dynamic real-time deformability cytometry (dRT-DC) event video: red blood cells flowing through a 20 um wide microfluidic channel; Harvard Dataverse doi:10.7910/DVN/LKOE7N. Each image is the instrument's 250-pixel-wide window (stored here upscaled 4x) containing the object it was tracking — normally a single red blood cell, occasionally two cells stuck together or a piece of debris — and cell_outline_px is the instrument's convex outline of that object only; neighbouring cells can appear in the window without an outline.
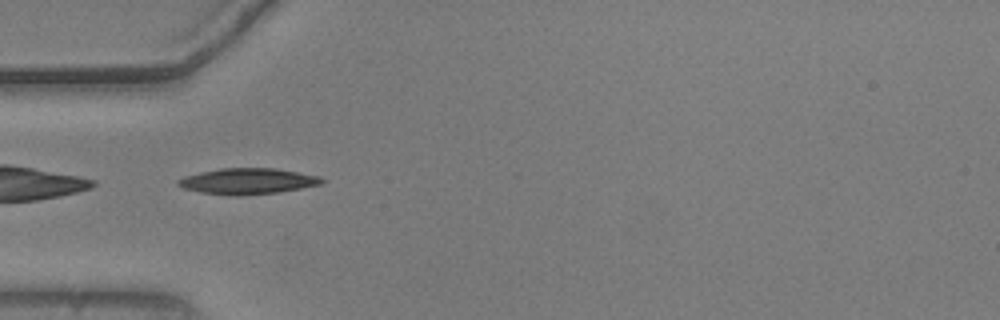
{"species": "common noctule bat (a hibernating species)", "species_latin": "Nyctalus noctula", "temperature_condition": "warm", "stored_images_in_passage": 38, "camera_frame_rate_fps": 3000, "um_per_image_px": 0.085, "animal": {"sex": "male", "body_mass_g": 20.5, "forearm_length_mm": 52.5}, "frame": {"image": 1, "passage_image": 1, "time_ms": 0.0, "image_size_px": [1000, 320], "cell_outline_px": [[324, 180], [320, 184], [300, 188], [276, 192], [232, 196], [200, 192], [184, 188], [176, 184], [176, 180], [184, 176], [200, 172], [220, 168], [276, 168], [320, 176]], "centroid_in_image_um": [21.0, 15.39], "position_along_channel_um": 64.0, "area_um2": 21.56}}
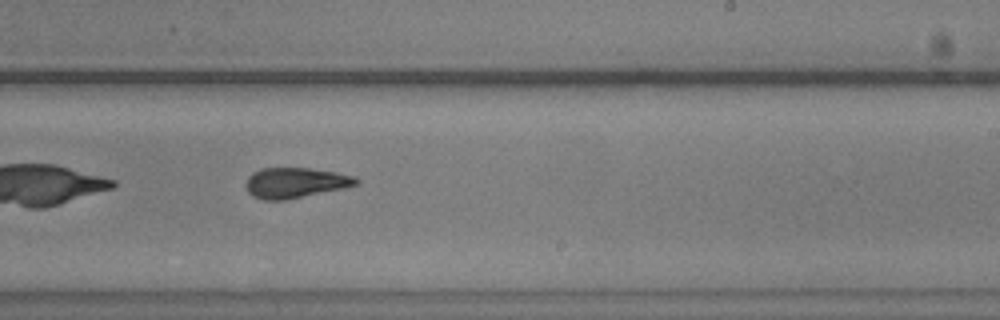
{"frame": {"image": 2, "passage_image": 17, "time_ms": 5.333, "image_size_px": [1000, 320], "cell_outline_px": [[360, 184], [344, 188], [284, 200], [264, 200], [252, 196], [248, 192], [244, 184], [248, 176], [252, 172], [260, 168], [308, 168], [336, 172], [352, 176], [360, 180]], "centroid_in_image_um": [25.07, 15.53], "position_along_channel_um": 263.9, "area_um2": 19.59}}
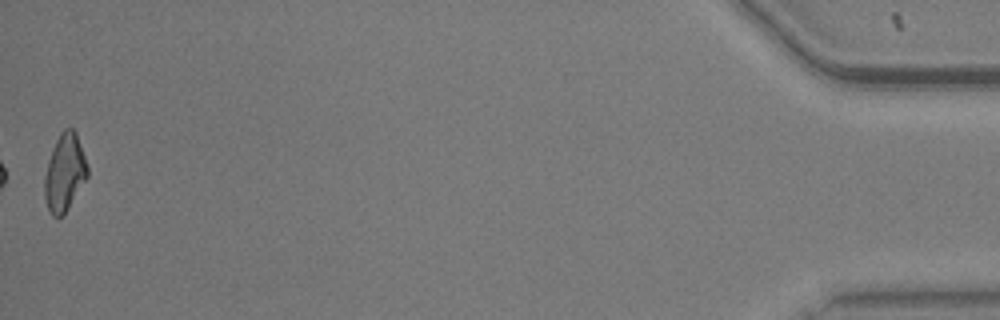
{"frame": {"image": 3, "passage_image": 38, "time_ms": 12.333, "image_size_px": [1000, 320], "cell_outline_px": [[88, 176], [68, 208], [60, 216], [52, 216], [48, 212], [44, 196], [44, 176], [48, 160], [56, 140], [60, 132], [64, 128], [72, 128], [76, 132], [88, 168]], "centroid_in_image_um": [5.47, 14.67], "position_along_channel_um": 429.7, "area_um2": 19.19}, "authors_computed_cell_mechanics": {"area_um2": 19.6809, "velocity_mm_per_s": 3.7454, "shape_relaxation_time_tau1_ms": null, "shape_relaxation_time_tau2_ms": 2.4232, "deformation_change_tau1": null, "deformation_change_tau2": 0.102}}